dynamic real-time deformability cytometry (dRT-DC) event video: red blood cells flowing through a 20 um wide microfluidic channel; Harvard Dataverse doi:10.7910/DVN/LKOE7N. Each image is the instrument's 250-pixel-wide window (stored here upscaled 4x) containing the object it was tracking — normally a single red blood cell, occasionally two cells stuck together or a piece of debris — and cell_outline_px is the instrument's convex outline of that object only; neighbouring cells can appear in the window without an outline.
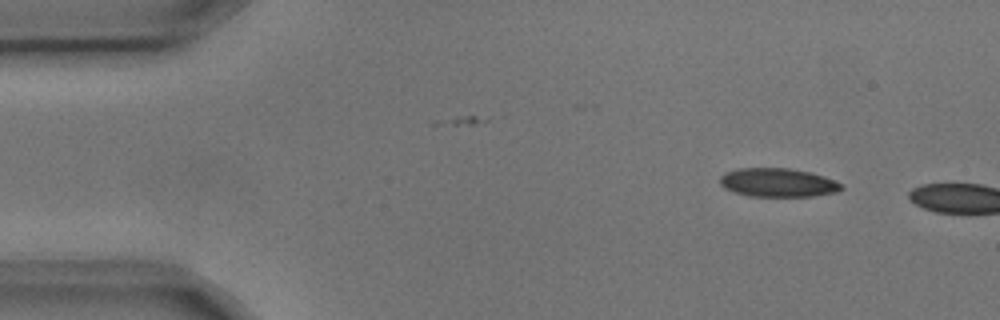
{"species": "common noctule bat (a hibernating species)", "species_latin": "Nyctalus noctula", "temperature_condition": "cold", "stored_images_in_passage": 2, "camera_frame_rate_fps": 3000, "um_per_image_px": 0.085, "animal": {"sex": "male", "body_mass_g": 17.9, "forearm_length_mm": 54.2}, "frame": {"image": 1, "passage_image": 1, "time_ms": 0.0, "image_size_px": [1000, 320], "cell_outline_px": [[844, 188], [836, 192], [812, 196], [748, 196], [724, 188], [720, 184], [720, 176], [724, 172], [740, 168], [788, 168], [812, 172], [824, 176], [844, 184]], "centroid_in_image_um": [66.14, 15.51], "position_along_channel_um": 18.9, "area_um2": 20.4}}